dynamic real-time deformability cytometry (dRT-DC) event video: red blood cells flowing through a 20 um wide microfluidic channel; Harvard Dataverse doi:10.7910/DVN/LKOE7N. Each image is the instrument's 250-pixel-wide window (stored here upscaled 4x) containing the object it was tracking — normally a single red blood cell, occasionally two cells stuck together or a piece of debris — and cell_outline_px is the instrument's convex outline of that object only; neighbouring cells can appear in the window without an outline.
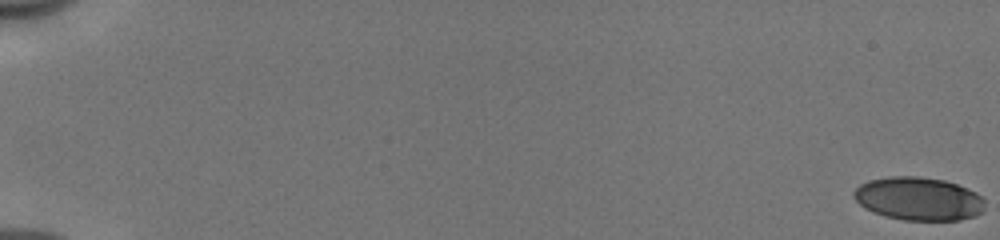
{"species": "human", "species_latin": "Homo sapiens", "temperature_condition": "cold", "stored_images_in_passage": 54, "camera_frame_rate_fps": 3000, "um_per_image_px": 0.085, "donor": {"sex": "male"}, "frame": {"image": 1, "passage_image": 1, "time_ms": 0.0, "image_size_px": [1000, 240], "cell_outline_px": [[984, 212], [976, 216], [960, 220], [904, 220], [884, 216], [872, 212], [864, 208], [852, 196], [852, 192], [860, 184], [868, 180], [888, 176], [920, 176], [944, 180], [956, 184], [976, 192], [984, 200]], "centroid_in_image_um": [78.06, 16.89], "position_along_channel_um": 6.9, "area_um2": 33.35}}
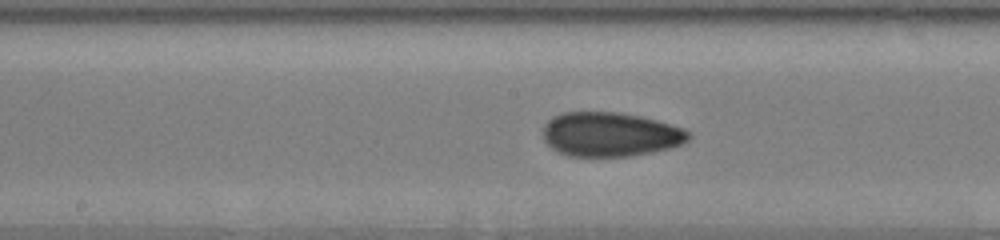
{"frame": {"image": 2, "passage_image": 31, "time_ms": 10.0, "image_size_px": [1000, 240], "cell_outline_px": [[692, 136], [688, 140], [680, 144], [668, 148], [652, 152], [628, 156], [568, 156], [556, 152], [544, 140], [544, 124], [552, 116], [564, 112], [620, 112], [640, 116], [656, 120], [684, 128], [692, 132]], "centroid_in_image_um": [51.87, 11.41], "position_along_channel_um": 196.3, "area_um2": 37.69}}
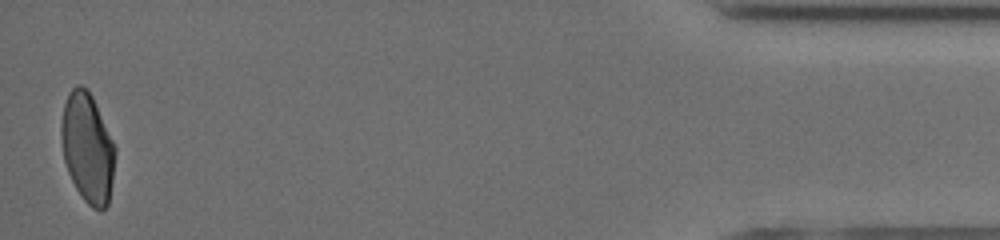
{"frame": {"image": 3, "passage_image": 54, "time_ms": 17.667, "image_size_px": [1000, 240], "cell_outline_px": [[116, 152], [112, 180], [108, 204], [100, 212], [92, 208], [84, 200], [76, 188], [68, 172], [64, 160], [60, 136], [60, 128], [64, 104], [68, 92], [76, 84], [80, 84], [92, 96], [116, 148]], "centroid_in_image_um": [7.43, 12.58], "position_along_channel_um": 427.8, "area_um2": 34.33}, "authors_computed_cell_mechanics": {"area_um2": 35.4603, "velocity_mm_per_s": 3.9845, "shape_relaxation_time_tau1_ms": 7.1988, "shape_relaxation_time_tau2_ms": 1.7186, "deformation_change_tau1": 0.1715, "deformation_change_tau2": 0.0694}}